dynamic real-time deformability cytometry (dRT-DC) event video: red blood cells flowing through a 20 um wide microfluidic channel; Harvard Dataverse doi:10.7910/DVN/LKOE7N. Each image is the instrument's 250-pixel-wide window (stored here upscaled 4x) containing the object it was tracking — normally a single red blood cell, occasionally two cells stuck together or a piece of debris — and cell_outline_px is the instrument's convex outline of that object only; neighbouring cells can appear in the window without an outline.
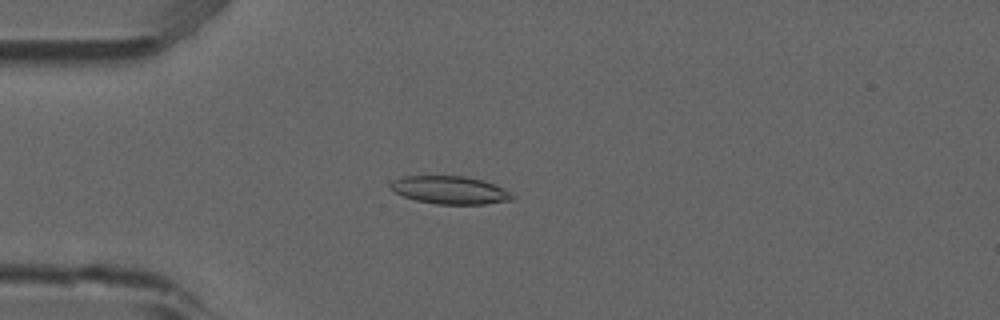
{"species": "common noctule bat (a hibernating species)", "species_latin": "Nyctalus noctula", "temperature_condition": "room temperature", "stored_images_in_passage": 4, "camera_frame_rate_fps": 3000, "um_per_image_px": 0.085, "animal": {"sex": "male", "forearm_length_mm": 52.5}, "frame": {"image": 1, "passage_image": 3, "time_ms": 0.667, "image_size_px": [1000, 320], "cell_outline_px": [[516, 196], [512, 200], [484, 204], [436, 204], [416, 200], [392, 192], [388, 184], [404, 176], [464, 176], [484, 180]], "centroid_in_image_um": [38.21, 16.16], "position_along_channel_um": 46.8, "area_um2": 19.65}}